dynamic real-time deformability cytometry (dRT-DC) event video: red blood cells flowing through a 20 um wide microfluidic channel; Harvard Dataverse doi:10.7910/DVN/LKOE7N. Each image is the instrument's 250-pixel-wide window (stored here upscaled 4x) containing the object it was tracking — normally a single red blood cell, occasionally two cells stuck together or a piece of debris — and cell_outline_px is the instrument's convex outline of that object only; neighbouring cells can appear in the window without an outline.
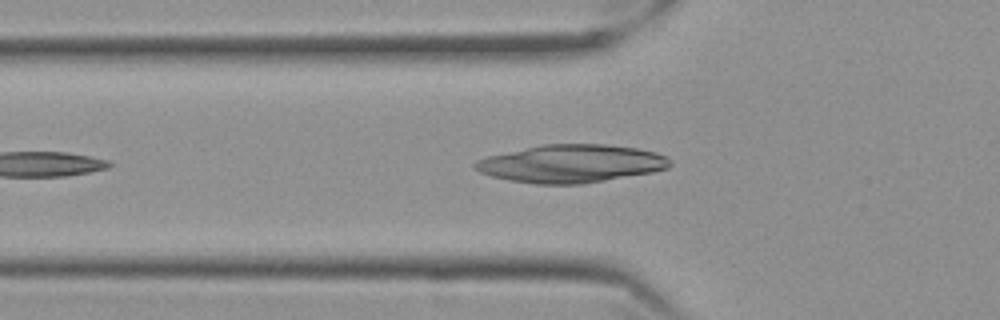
{"species": "Egyptian fruit bat (a non-hibernating species)", "species_latin": "Rousettus aegyptiacus", "temperature_condition": "cold", "stored_images_in_passage": 29, "segment_of_instrument_passage": [1, 2], "camera_frame_rate_fps": 3000, "um_per_image_px": 0.085, "frame": {"image": 1, "passage_image": 5, "time_ms": 1.333, "image_size_px": [1000, 320], "cell_outline_px": [[672, 164], [668, 168], [652, 172], [580, 184], [536, 184], [508, 180], [492, 176], [480, 172], [472, 168], [472, 164], [476, 160], [488, 156], [544, 144], [608, 144], [636, 148], [656, 152], [664, 156]], "centroid_in_image_um": [48.52, 13.91], "position_along_channel_um": 77.3, "area_um2": 42.83}}